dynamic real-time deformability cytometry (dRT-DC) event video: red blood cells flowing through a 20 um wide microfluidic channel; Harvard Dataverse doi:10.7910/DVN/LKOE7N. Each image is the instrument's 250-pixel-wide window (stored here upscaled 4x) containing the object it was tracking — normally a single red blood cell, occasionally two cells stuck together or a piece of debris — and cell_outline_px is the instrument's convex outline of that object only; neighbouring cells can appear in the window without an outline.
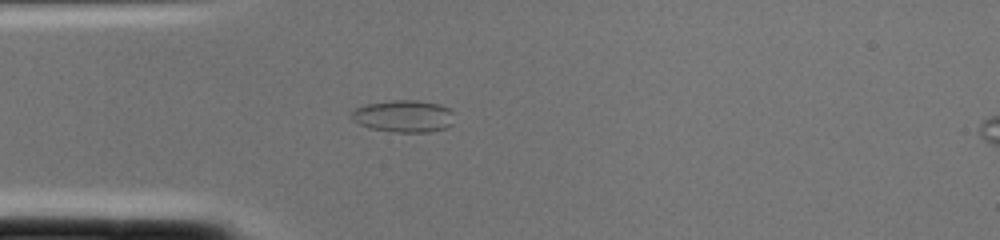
{"species": "common noctule bat (a hibernating species)", "species_latin": "Nyctalus noctula", "temperature_condition": "cold", "stored_images_in_passage": 3, "segment_of_instrument_passage": [1, 2], "camera_frame_rate_fps": 3000, "um_per_image_px": 0.085, "animal": {"sex": "female", "body_mass_g": 22.0, "forearm_length_mm": 56.7}, "frame": {"image": 1, "passage_image": 2, "time_ms": 0.333, "image_size_px": [1000, 240], "cell_outline_px": [[452, 124], [448, 128], [428, 132], [396, 132], [368, 128], [352, 120], [352, 112], [356, 108], [364, 104], [392, 100], [416, 100], [440, 104], [448, 108], [452, 112]], "centroid_in_image_um": [34.31, 9.87], "position_along_channel_um": 50.7, "area_um2": 19.31}}